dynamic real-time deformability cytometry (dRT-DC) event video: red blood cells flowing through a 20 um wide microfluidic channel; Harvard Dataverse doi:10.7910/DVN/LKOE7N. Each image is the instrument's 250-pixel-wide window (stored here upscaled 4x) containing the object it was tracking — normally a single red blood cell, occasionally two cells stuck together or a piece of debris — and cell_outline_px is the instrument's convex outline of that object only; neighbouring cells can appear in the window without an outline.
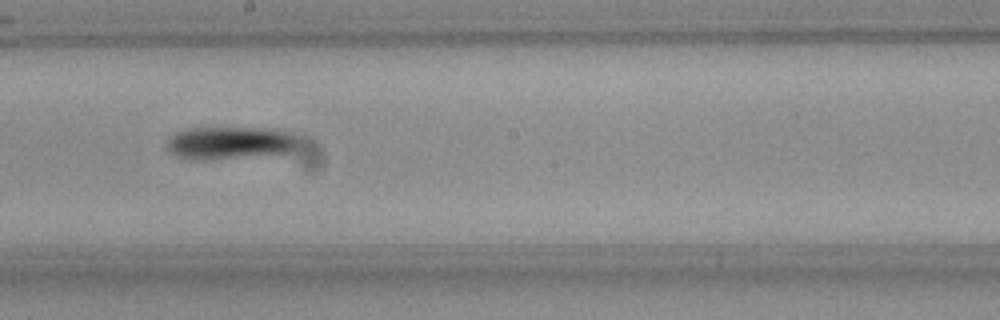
{"species": "Egyptian fruit bat (a non-hibernating species)", "species_latin": "Rousettus aegyptiacus", "temperature_condition": "room temperature", "stored_images_in_passage": 15, "camera_frame_rate_fps": 3000, "um_per_image_px": 0.085, "frame": {"image": 1, "passage_image": 9, "time_ms": 2.667, "image_size_px": [1000, 320], "cell_outline_px": [[304, 140], [288, 152], [204, 160], [192, 160], [176, 156], [168, 148], [168, 140], [176, 132], [188, 128], [292, 128], [300, 132], [304, 136]], "centroid_in_image_um": [19.75, 12.1], "position_along_channel_um": 228.4, "area_um2": 25.78}}
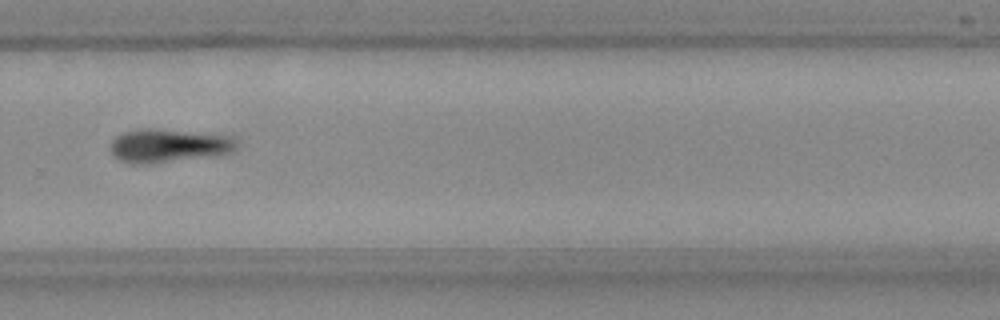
{"frame": {"image": 2, "passage_image": 11, "time_ms": 3.333, "image_size_px": [1000, 320], "cell_outline_px": [[240, 148], [236, 152], [148, 164], [132, 164], [120, 160], [112, 156], [112, 140], [116, 136], [124, 132], [136, 128], [156, 128], [236, 136]], "centroid_in_image_um": [14.39, 12.36], "position_along_channel_um": 315.4, "area_um2": 25.03}}
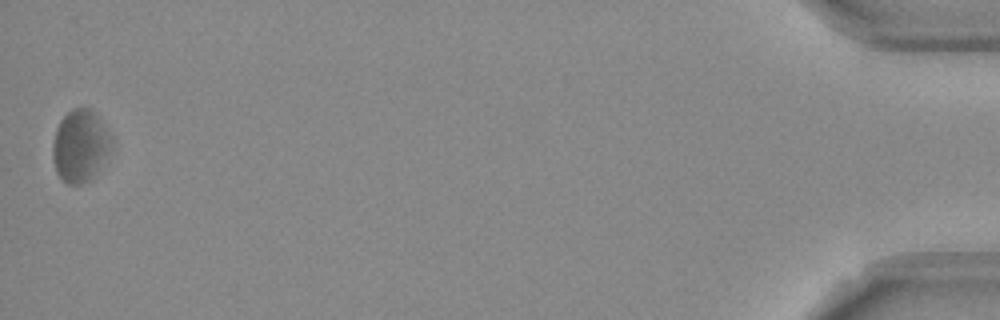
{"frame": {"image": 3, "passage_image": 15, "time_ms": 4.667, "image_size_px": [1000, 320], "cell_outline_px": [[112, 148], [96, 172], [88, 180], [80, 184], [68, 184], [56, 172], [52, 156], [52, 144], [56, 128], [60, 120], [72, 108], [88, 108], [96, 112], [108, 128], [112, 136]], "centroid_in_image_um": [6.83, 12.35], "position_along_channel_um": 428.4, "area_um2": 24.85}}